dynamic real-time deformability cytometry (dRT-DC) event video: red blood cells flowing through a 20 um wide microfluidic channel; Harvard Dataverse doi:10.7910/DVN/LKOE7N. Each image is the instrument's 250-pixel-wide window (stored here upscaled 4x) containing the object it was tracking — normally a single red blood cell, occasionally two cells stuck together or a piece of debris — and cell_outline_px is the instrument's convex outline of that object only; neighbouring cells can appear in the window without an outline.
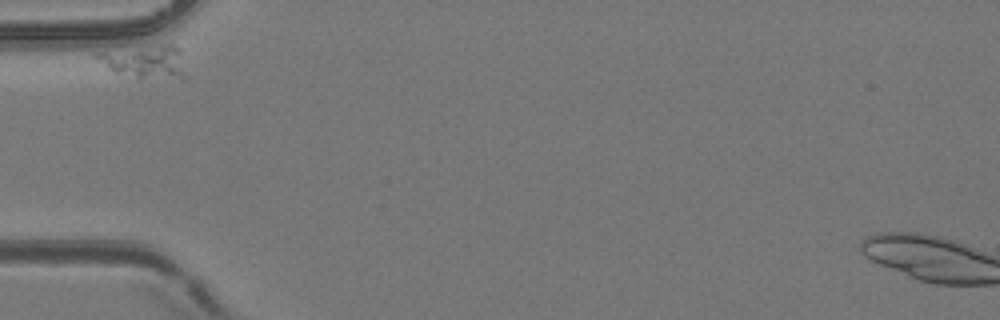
{"species": "common noctule bat (a hibernating species)", "species_latin": "Nyctalus noctula", "temperature_condition": "room temperature", "stored_images_in_passage": 2, "camera_frame_rate_fps": 3000, "um_per_image_px": 0.085, "animal": {"sex": "female", "body_mass_g": 24.6, "forearm_length_mm": 56.2}, "frame": {"image": 1, "passage_image": 1, "time_ms": 0.0, "image_size_px": [1000, 320], "cell_outline_px": [[184, 76], [140, 80], [116, 72], [92, 56], [92, 52], [160, 44], [172, 44], [180, 48]], "centroid_in_image_um": [12.26, 5.21], "position_along_channel_um": 72.7, "area_um2": 17.22}}